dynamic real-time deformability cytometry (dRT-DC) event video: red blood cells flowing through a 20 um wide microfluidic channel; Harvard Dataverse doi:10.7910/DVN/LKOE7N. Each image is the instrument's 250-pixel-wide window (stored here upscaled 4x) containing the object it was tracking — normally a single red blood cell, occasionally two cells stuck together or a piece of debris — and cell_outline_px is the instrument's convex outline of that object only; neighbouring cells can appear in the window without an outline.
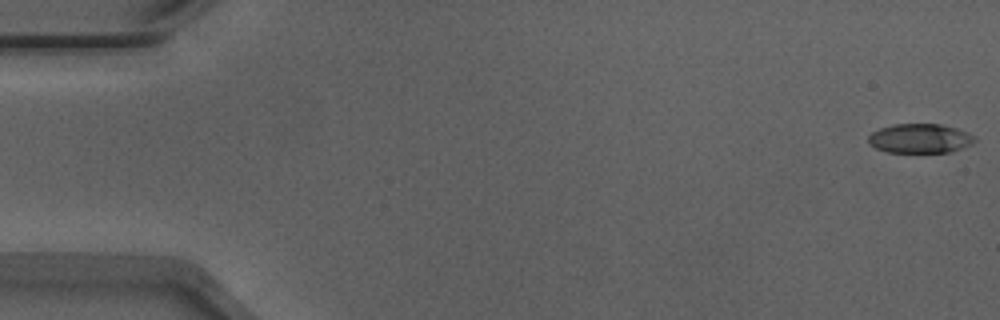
{"species": "Egyptian fruit bat (a non-hibernating species)", "species_latin": "Rousettus aegyptiacus", "temperature_condition": "warm", "stored_images_in_passage": 9, "camera_frame_rate_fps": 3000, "um_per_image_px": 0.085, "animal": {"sex": "male"}, "frame": {"image": 1, "passage_image": 1, "time_ms": 0.0, "image_size_px": [1000, 320], "cell_outline_px": [[976, 140], [972, 144], [952, 152], [888, 152], [876, 148], [868, 140], [868, 136], [872, 132], [880, 128], [892, 124], [940, 124], [956, 128], [968, 132]], "centroid_in_image_um": [78.21, 11.76], "position_along_channel_um": 6.8, "area_um2": 18.09}}